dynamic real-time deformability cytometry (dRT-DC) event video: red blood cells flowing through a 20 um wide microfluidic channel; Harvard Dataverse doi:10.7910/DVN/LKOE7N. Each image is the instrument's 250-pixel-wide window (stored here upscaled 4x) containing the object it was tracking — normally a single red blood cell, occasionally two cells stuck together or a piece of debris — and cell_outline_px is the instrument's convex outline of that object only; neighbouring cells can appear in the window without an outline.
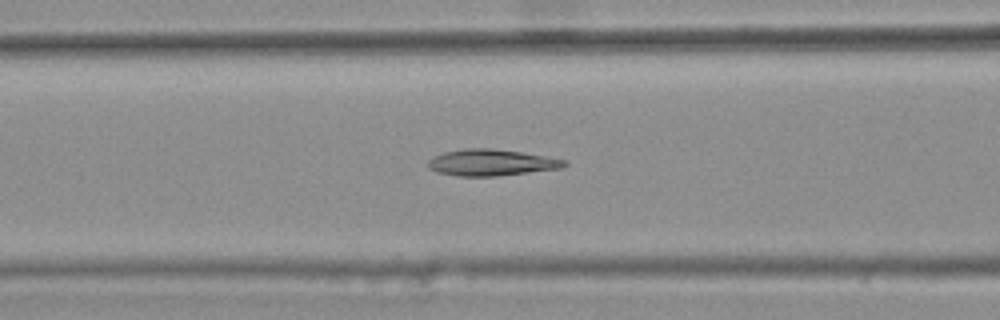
{"species": "common noctule bat (a hibernating species)", "species_latin": "Nyctalus noctula", "temperature_condition": "warm", "stored_images_in_passage": 47, "camera_frame_rate_fps": 3000, "um_per_image_px": 0.085, "animal": {"sex": "female", "body_mass_g": 25.1}, "frame": {"image": 1, "passage_image": 22, "time_ms": 7.0, "image_size_px": [1000, 320], "cell_outline_px": [[568, 164], [560, 168], [496, 176], [456, 176], [436, 172], [428, 168], [428, 160], [444, 152], [464, 148], [492, 148], [520, 152], [568, 160]], "centroid_in_image_um": [41.73, 13.81], "position_along_channel_um": 124.9, "area_um2": 20.87}}
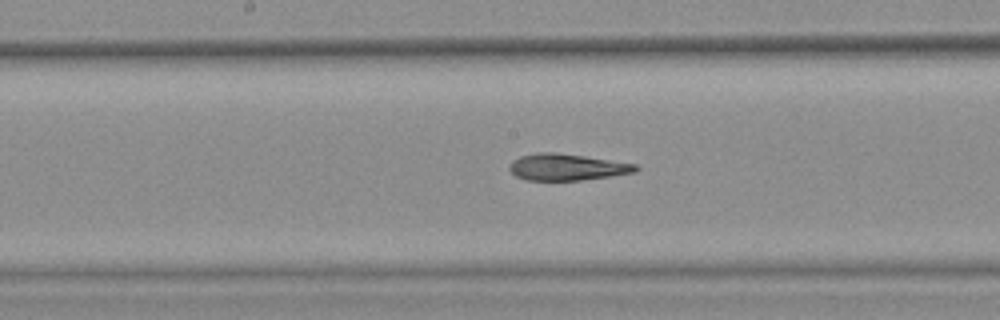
{"frame": {"image": 2, "passage_image": 28, "time_ms": 9.0, "image_size_px": [1000, 320], "cell_outline_px": [[640, 168], [636, 172], [580, 180], [528, 180], [516, 176], [508, 168], [512, 160], [520, 156], [536, 152], [556, 152], [584, 156], [636, 164]], "centroid_in_image_um": [48.16, 14.19], "position_along_channel_um": 200.0, "area_um2": 19.42}}
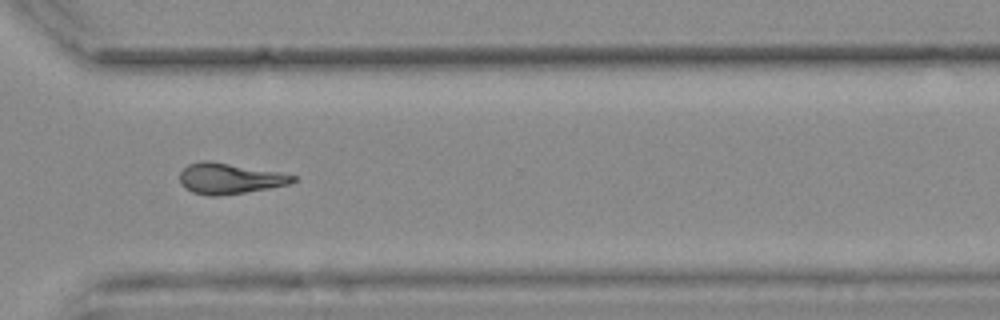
{"frame": {"image": 3, "passage_image": 40, "time_ms": 13.0, "image_size_px": [1000, 320], "cell_outline_px": [[296, 180], [288, 184], [268, 188], [220, 196], [208, 196], [192, 192], [184, 188], [180, 184], [180, 172], [188, 164], [200, 160], [208, 160], [280, 172], [296, 176]], "centroid_in_image_um": [19.46, 15.17], "position_along_channel_um": 351.1, "area_um2": 20.29}, "authors_computed_cell_mechanics": {"area_um2": 20.4034, "velocity_mm_per_s": 3.7703, "shape_relaxation_time_tau1_ms": null, "shape_relaxation_time_tau2_ms": 5.3031, "deformation_change_tau1": null, "deformation_change_tau2": 0.1153}}